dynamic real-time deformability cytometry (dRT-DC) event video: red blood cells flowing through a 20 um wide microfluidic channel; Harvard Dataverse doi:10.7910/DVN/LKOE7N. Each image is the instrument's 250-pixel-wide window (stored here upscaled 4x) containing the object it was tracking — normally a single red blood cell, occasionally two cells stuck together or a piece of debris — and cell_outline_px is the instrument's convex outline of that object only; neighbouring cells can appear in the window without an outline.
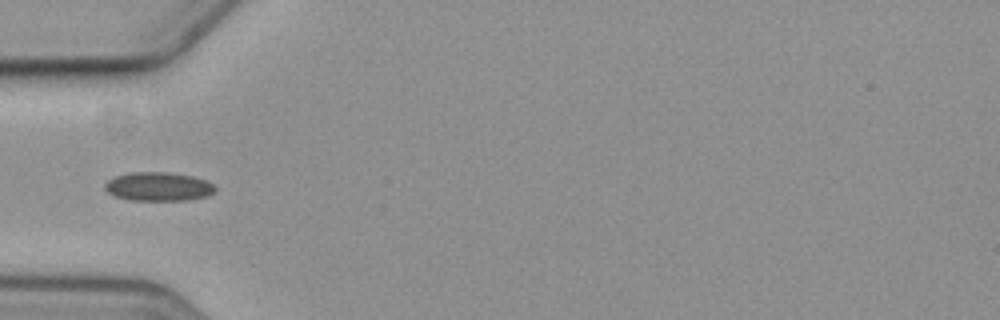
{"species": "common noctule bat (a hibernating species)", "species_latin": "Nyctalus noctula", "temperature_condition": "cold", "stored_images_in_passage": 4, "camera_frame_rate_fps": 3000, "um_per_image_px": 0.085, "animal": {"sex": "female", "body_mass_g": 19.3, "forearm_length_mm": 54.1}, "frame": {"image": 1, "passage_image": 4, "time_ms": 4.0, "image_size_px": [1000, 320], "cell_outline_px": [[216, 188], [208, 196], [188, 200], [128, 200], [116, 196], [108, 192], [104, 188], [104, 184], [108, 180], [116, 176], [132, 172], [168, 172], [192, 176], [204, 180], [212, 184]], "centroid_in_image_um": [13.44, 15.86], "position_along_channel_um": 71.6, "area_um2": 18.38}}